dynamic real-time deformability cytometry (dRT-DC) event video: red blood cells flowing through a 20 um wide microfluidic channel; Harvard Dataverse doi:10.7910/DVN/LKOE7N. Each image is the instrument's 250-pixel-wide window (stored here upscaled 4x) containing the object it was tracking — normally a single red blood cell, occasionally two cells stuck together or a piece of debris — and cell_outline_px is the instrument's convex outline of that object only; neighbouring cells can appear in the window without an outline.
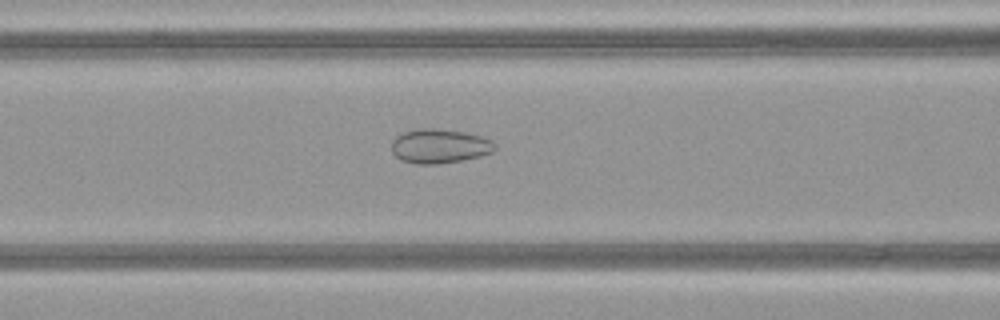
{"species": "common noctule bat (a hibernating species)", "species_latin": "Nyctalus noctula", "temperature_condition": "warm", "stored_images_in_passage": 35, "camera_frame_rate_fps": 3000, "um_per_image_px": 0.085, "animal": {"sex": "female", "body_mass_g": 21.9}, "frame": {"image": 1, "passage_image": 12, "time_ms": 3.667, "image_size_px": [1000, 320], "cell_outline_px": [[496, 148], [492, 152], [480, 156], [460, 160], [436, 164], [416, 164], [400, 160], [392, 152], [392, 140], [396, 136], [404, 132], [424, 128], [436, 128], [464, 132], [480, 136], [492, 140], [496, 144]], "centroid_in_image_um": [37.35, 12.42], "position_along_channel_um": 129.2, "area_um2": 20.58}}
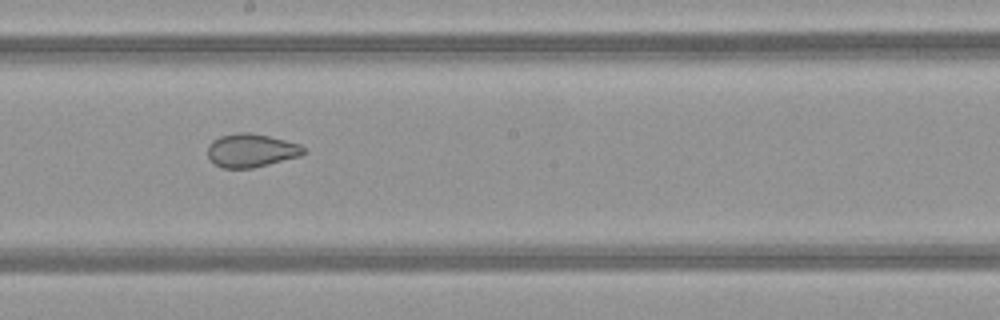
{"frame": {"image": 2, "passage_image": 19, "time_ms": 6.0, "image_size_px": [1000, 320], "cell_outline_px": [[308, 152], [300, 156], [252, 168], [224, 168], [216, 164], [208, 156], [208, 144], [212, 140], [220, 136], [236, 132], [252, 132], [300, 144]], "centroid_in_image_um": [21.36, 12.77], "position_along_channel_um": 226.8, "area_um2": 18.67}}
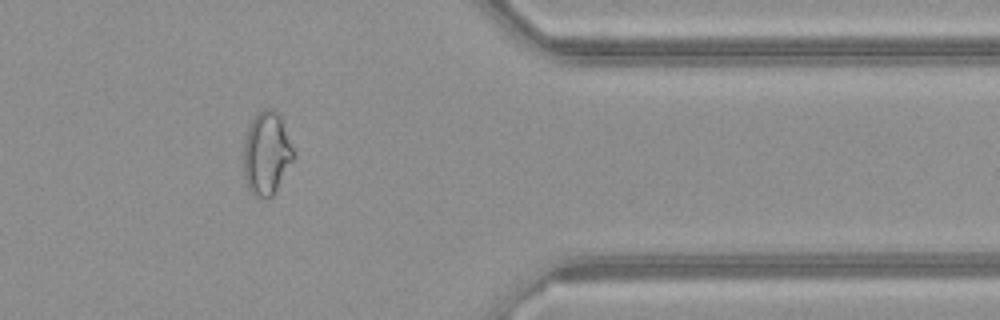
{"frame": {"image": 3, "passage_image": 32, "time_ms": 10.333, "image_size_px": [1000, 320], "cell_outline_px": [[296, 156], [272, 196], [256, 196], [248, 188], [244, 176], [244, 140], [248, 128], [252, 120], [264, 108], [272, 108], [280, 116]], "centroid_in_image_um": [22.67, 13.02], "position_along_channel_um": 388.7, "area_um2": 23.76}}